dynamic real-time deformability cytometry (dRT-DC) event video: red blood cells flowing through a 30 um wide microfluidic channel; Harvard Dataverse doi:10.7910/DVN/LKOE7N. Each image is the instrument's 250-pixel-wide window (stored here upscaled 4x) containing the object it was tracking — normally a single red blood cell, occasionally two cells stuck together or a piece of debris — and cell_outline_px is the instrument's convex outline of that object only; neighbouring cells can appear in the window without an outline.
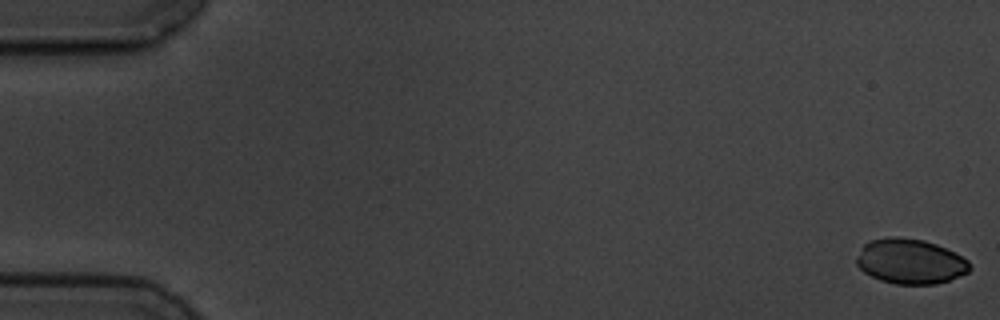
{"species": "common noctule bat (a hibernating species)", "species_latin": "Nyctalus noctula", "temperature_condition": "cold", "stored_images_in_passage": 6, "camera_frame_rate_fps": 3000, "um_per_image_px": 0.085, "animal": {"sex": "male", "body_mass_g": 19.5, "forearm_length_mm": 54.6}, "frame": {"image": 1, "passage_image": 1, "time_ms": 0.0, "image_size_px": [1000, 320], "cell_outline_px": [[972, 268], [968, 272], [948, 280], [936, 284], [896, 284], [880, 280], [864, 272], [856, 264], [856, 256], [864, 244], [872, 240], [888, 236], [896, 236], [924, 240], [936, 244], [968, 260]], "centroid_in_image_um": [77.35, 22.21], "position_along_channel_um": 7.7, "area_um2": 29.59}}